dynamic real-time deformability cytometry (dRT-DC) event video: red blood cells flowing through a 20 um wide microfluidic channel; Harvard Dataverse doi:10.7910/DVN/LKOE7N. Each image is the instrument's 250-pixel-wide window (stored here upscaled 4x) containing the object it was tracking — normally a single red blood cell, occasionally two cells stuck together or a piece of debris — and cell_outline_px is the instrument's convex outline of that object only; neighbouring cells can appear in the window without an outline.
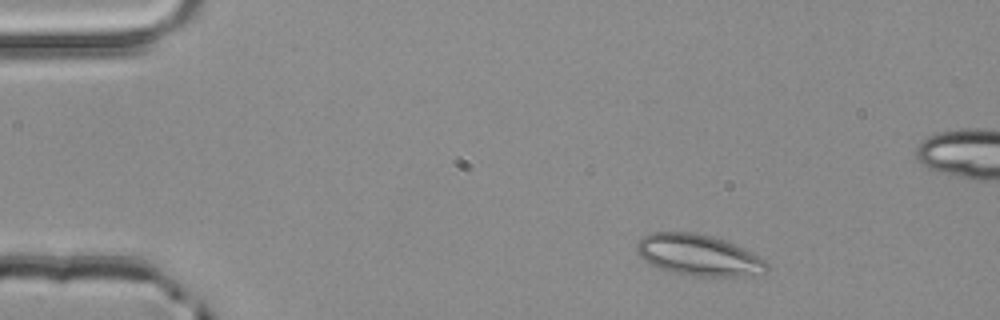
{"species": "common noctule bat (a hibernating species)", "species_latin": "Nyctalus noctula", "temperature_condition": "room temperature", "stored_images_in_passage": 3, "camera_frame_rate_fps": 3000, "um_per_image_px": 0.085, "animal": {"sex": "male", "body_mass_g": 20.4}, "frame": {"image": 1, "passage_image": 1, "time_ms": 0.0, "image_size_px": [1000, 320], "cell_outline_px": [[768, 268], [764, 272], [740, 276], [684, 276], [668, 272], [648, 264], [636, 252], [636, 244], [648, 232], [696, 232], [712, 236], [724, 240], [752, 252], [764, 260], [768, 264]], "centroid_in_image_um": [59.31, 21.69], "position_along_channel_um": 25.7, "area_um2": 31.44}}